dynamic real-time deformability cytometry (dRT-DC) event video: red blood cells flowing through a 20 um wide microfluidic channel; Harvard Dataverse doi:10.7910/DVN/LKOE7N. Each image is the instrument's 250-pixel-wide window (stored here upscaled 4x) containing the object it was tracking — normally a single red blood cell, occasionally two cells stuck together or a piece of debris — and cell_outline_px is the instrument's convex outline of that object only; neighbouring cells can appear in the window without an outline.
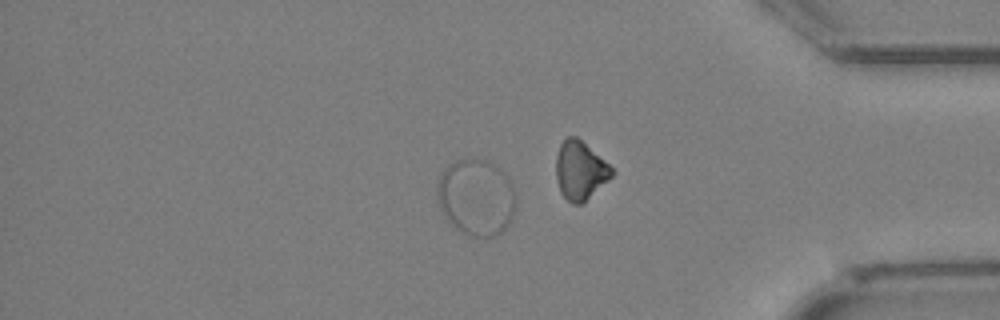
{"species": "Egyptian fruit bat (a non-hibernating species)", "species_latin": "Rousettus aegyptiacus", "temperature_condition": "cold", "stored_images_in_passage": 24, "camera_frame_rate_fps": 3000, "um_per_image_px": 0.085, "animal": {"sex": "female"}, "frame": {"image": 1, "passage_image": 20, "time_ms": 6.333, "image_size_px": [1000, 320], "cell_outline_px": [[516, 208], [508, 224], [500, 232], [492, 236], [472, 236], [464, 232], [440, 208], [436, 188], [436, 184], [444, 168], [448, 164], [456, 160], [472, 156], [488, 160], [500, 168], [508, 176], [516, 192]], "centroid_in_image_um": [40.52, 16.67], "position_along_channel_um": 394.7, "area_um2": 35.03}}